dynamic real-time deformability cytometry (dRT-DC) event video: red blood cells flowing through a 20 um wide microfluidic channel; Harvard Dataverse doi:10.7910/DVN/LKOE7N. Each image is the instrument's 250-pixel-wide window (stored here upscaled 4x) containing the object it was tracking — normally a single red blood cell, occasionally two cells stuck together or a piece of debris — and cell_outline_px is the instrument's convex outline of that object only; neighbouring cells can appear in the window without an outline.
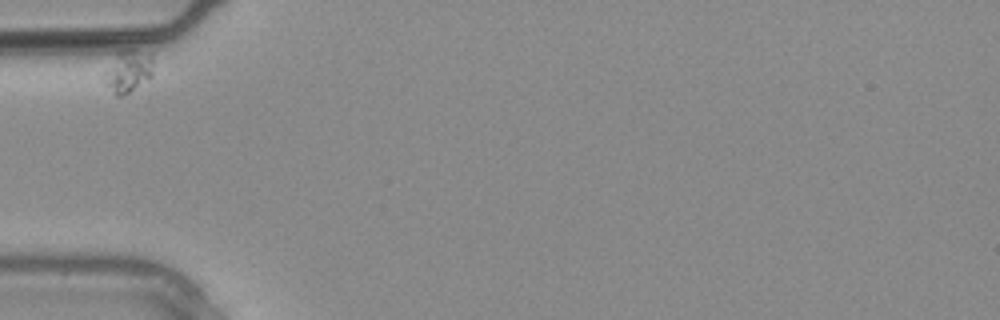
{"species": "common noctule bat (a hibernating species)", "species_latin": "Nyctalus noctula", "temperature_condition": "warm", "stored_images_in_passage": 18, "camera_frame_rate_fps": 3000, "um_per_image_px": 0.085, "animal": {"sex": "male", "body_mass_g": 20.4}, "frame": {"image": 1, "passage_image": 1, "time_ms": 0.0, "image_size_px": [1000, 320], "cell_outline_px": [[152, 76], [128, 92], [120, 96], [116, 96], [104, 84], [104, 80], [116, 52], [128, 48], [132, 48], [152, 56]], "centroid_in_image_um": [10.9, 6.03], "position_along_channel_um": 74.1, "area_um2": 11.62}}
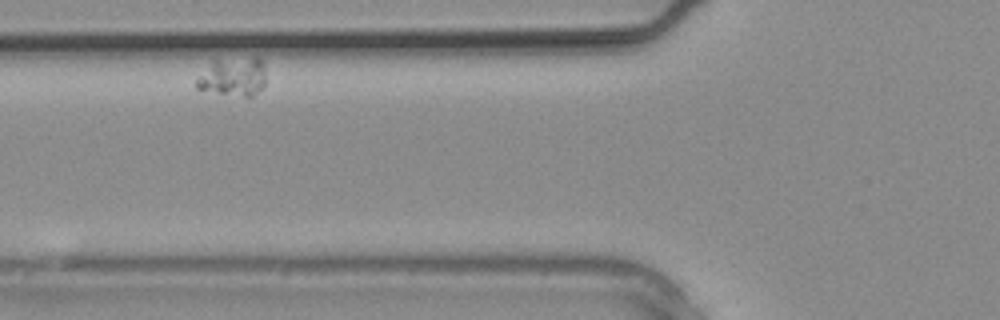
{"frame": {"image": 2, "passage_image": 3, "time_ms": 0.667, "image_size_px": [1000, 320], "cell_outline_px": [[264, 84], [252, 96], [244, 96], [196, 88], [196, 80], [212, 60], [252, 56], [256, 56], [264, 64]], "centroid_in_image_um": [19.83, 6.47], "position_along_channel_um": 106.0, "area_um2": 15.32}}
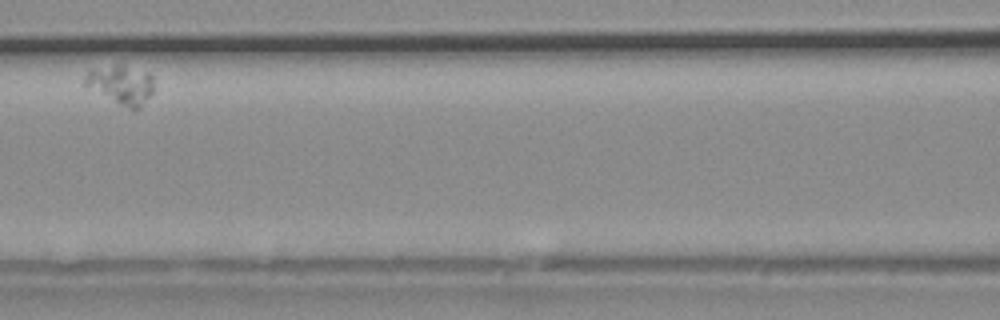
{"frame": {"image": 3, "passage_image": 6, "time_ms": 1.667, "image_size_px": [1000, 320], "cell_outline_px": [[152, 92], [140, 108], [128, 108], [120, 104], [84, 84], [84, 76], [88, 68], [120, 64], [148, 72], [152, 76]], "centroid_in_image_um": [10.27, 7.14], "position_along_channel_um": 156.3, "area_um2": 15.37}}